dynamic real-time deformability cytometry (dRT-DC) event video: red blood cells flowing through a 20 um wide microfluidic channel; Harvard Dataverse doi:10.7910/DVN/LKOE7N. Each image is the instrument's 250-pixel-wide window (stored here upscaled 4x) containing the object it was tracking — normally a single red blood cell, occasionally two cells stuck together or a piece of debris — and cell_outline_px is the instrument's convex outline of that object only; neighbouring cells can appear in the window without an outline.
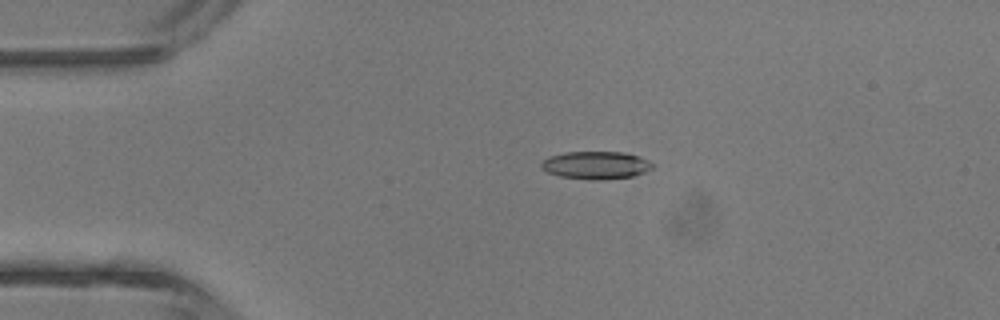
{"species": "common noctule bat (a hibernating species)", "species_latin": "Nyctalus noctula", "temperature_condition": "room temperature", "stored_images_in_passage": 3, "camera_frame_rate_fps": 3000, "um_per_image_px": 0.085, "animal": {"sex": "male", "body_mass_g": 13.3}, "frame": {"image": 1, "passage_image": 2, "time_ms": 2.0, "image_size_px": [1000, 320], "cell_outline_px": [[656, 164], [652, 168], [644, 172], [632, 176], [600, 180], [588, 180], [560, 176], [548, 172], [540, 168], [540, 164], [548, 156], [564, 152], [624, 152], [640, 156]], "centroid_in_image_um": [50.65, 14.03], "position_along_channel_um": 34.3, "area_um2": 18.15}}